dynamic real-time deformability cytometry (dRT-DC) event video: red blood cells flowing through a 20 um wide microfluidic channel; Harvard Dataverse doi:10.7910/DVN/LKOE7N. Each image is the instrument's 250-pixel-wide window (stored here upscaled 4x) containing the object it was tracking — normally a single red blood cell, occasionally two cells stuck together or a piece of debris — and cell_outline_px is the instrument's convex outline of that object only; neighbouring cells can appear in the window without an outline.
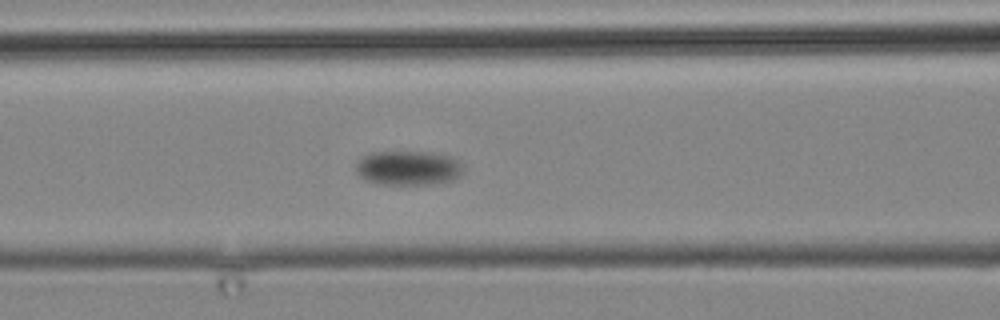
{"species": "common noctule bat (a hibernating species)", "species_latin": "Nyctalus noctula", "temperature_condition": "cold", "stored_images_in_passage": 15, "camera_frame_rate_fps": 3000, "um_per_image_px": 0.085, "animal": {"sex": "male", "body_mass_g": 19.2, "forearm_length_mm": 51.8}, "frame": {"image": 1, "passage_image": 13, "time_ms": 17.667, "image_size_px": [1000, 320], "cell_outline_px": [[464, 168], [460, 176], [452, 180], [424, 184], [380, 184], [364, 180], [356, 172], [356, 160], [360, 156], [372, 152], [432, 152], [452, 156], [460, 160]], "centroid_in_image_um": [34.69, 14.26], "position_along_channel_um": 131.9, "area_um2": 21.85}}
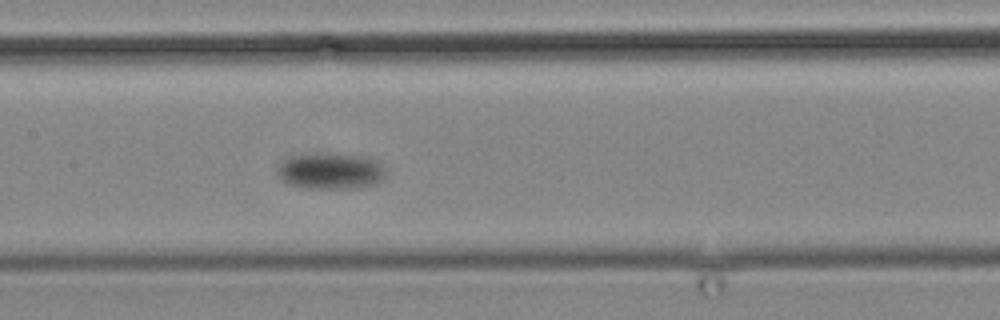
{"frame": {"image": 2, "passage_image": 15, "time_ms": 19.667, "image_size_px": [1000, 320], "cell_outline_px": [[384, 180], [372, 184], [352, 188], [308, 188], [288, 184], [276, 172], [280, 164], [284, 160], [292, 156], [364, 156], [376, 160], [384, 168]], "centroid_in_image_um": [28.12, 14.59], "position_along_channel_um": 179.3, "area_um2": 21.73}}